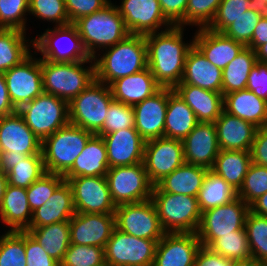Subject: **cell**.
<instances>
[{"mask_svg":"<svg viewBox=\"0 0 267 266\" xmlns=\"http://www.w3.org/2000/svg\"><path fill=\"white\" fill-rule=\"evenodd\" d=\"M183 26L144 35L147 45V67L162 88L174 89L184 73L185 59L194 45L193 38L184 41Z\"/></svg>","mask_w":267,"mask_h":266,"instance_id":"obj_1","label":"cell"},{"mask_svg":"<svg viewBox=\"0 0 267 266\" xmlns=\"http://www.w3.org/2000/svg\"><path fill=\"white\" fill-rule=\"evenodd\" d=\"M102 52L94 57L96 80L108 86L147 68V45L142 34H129Z\"/></svg>","mask_w":267,"mask_h":266,"instance_id":"obj_2","label":"cell"},{"mask_svg":"<svg viewBox=\"0 0 267 266\" xmlns=\"http://www.w3.org/2000/svg\"><path fill=\"white\" fill-rule=\"evenodd\" d=\"M73 24L90 58H94L97 53L112 47L130 34L112 1L99 11L79 18Z\"/></svg>","mask_w":267,"mask_h":266,"instance_id":"obj_3","label":"cell"},{"mask_svg":"<svg viewBox=\"0 0 267 266\" xmlns=\"http://www.w3.org/2000/svg\"><path fill=\"white\" fill-rule=\"evenodd\" d=\"M40 65L44 92L68 103L96 79L94 58L77 62L40 59Z\"/></svg>","mask_w":267,"mask_h":266,"instance_id":"obj_4","label":"cell"},{"mask_svg":"<svg viewBox=\"0 0 267 266\" xmlns=\"http://www.w3.org/2000/svg\"><path fill=\"white\" fill-rule=\"evenodd\" d=\"M94 133L68 124L42 141L41 152L46 173L64 176Z\"/></svg>","mask_w":267,"mask_h":266,"instance_id":"obj_5","label":"cell"},{"mask_svg":"<svg viewBox=\"0 0 267 266\" xmlns=\"http://www.w3.org/2000/svg\"><path fill=\"white\" fill-rule=\"evenodd\" d=\"M162 229L166 233H196L201 211L197 197L169 192H152Z\"/></svg>","mask_w":267,"mask_h":266,"instance_id":"obj_6","label":"cell"},{"mask_svg":"<svg viewBox=\"0 0 267 266\" xmlns=\"http://www.w3.org/2000/svg\"><path fill=\"white\" fill-rule=\"evenodd\" d=\"M17 111L41 142L70 123L69 103L45 92Z\"/></svg>","mask_w":267,"mask_h":266,"instance_id":"obj_7","label":"cell"},{"mask_svg":"<svg viewBox=\"0 0 267 266\" xmlns=\"http://www.w3.org/2000/svg\"><path fill=\"white\" fill-rule=\"evenodd\" d=\"M114 100L110 87L96 79L69 102V122L96 134Z\"/></svg>","mask_w":267,"mask_h":266,"instance_id":"obj_8","label":"cell"},{"mask_svg":"<svg viewBox=\"0 0 267 266\" xmlns=\"http://www.w3.org/2000/svg\"><path fill=\"white\" fill-rule=\"evenodd\" d=\"M53 28H47L41 35L33 38V50L35 53H41L40 59L53 62H77L91 59L73 23L53 26Z\"/></svg>","mask_w":267,"mask_h":266,"instance_id":"obj_9","label":"cell"},{"mask_svg":"<svg viewBox=\"0 0 267 266\" xmlns=\"http://www.w3.org/2000/svg\"><path fill=\"white\" fill-rule=\"evenodd\" d=\"M112 201L116 206L151 199L154 185L143 163L111 167L106 173Z\"/></svg>","mask_w":267,"mask_h":266,"instance_id":"obj_10","label":"cell"},{"mask_svg":"<svg viewBox=\"0 0 267 266\" xmlns=\"http://www.w3.org/2000/svg\"><path fill=\"white\" fill-rule=\"evenodd\" d=\"M249 211V205L237 198L229 204L202 212L196 232L201 245L208 248L221 235L233 234V231L244 228Z\"/></svg>","mask_w":267,"mask_h":266,"instance_id":"obj_11","label":"cell"},{"mask_svg":"<svg viewBox=\"0 0 267 266\" xmlns=\"http://www.w3.org/2000/svg\"><path fill=\"white\" fill-rule=\"evenodd\" d=\"M115 226L119 231L158 242L166 233L152 199L116 206Z\"/></svg>","mask_w":267,"mask_h":266,"instance_id":"obj_12","label":"cell"},{"mask_svg":"<svg viewBox=\"0 0 267 266\" xmlns=\"http://www.w3.org/2000/svg\"><path fill=\"white\" fill-rule=\"evenodd\" d=\"M157 242L114 229L104 249L105 265L153 266Z\"/></svg>","mask_w":267,"mask_h":266,"instance_id":"obj_13","label":"cell"},{"mask_svg":"<svg viewBox=\"0 0 267 266\" xmlns=\"http://www.w3.org/2000/svg\"><path fill=\"white\" fill-rule=\"evenodd\" d=\"M37 55L31 53L20 64L3 73L10 100L17 110L44 92L40 58Z\"/></svg>","mask_w":267,"mask_h":266,"instance_id":"obj_14","label":"cell"},{"mask_svg":"<svg viewBox=\"0 0 267 266\" xmlns=\"http://www.w3.org/2000/svg\"><path fill=\"white\" fill-rule=\"evenodd\" d=\"M72 189L75 213H115L106 176L65 178Z\"/></svg>","mask_w":267,"mask_h":266,"instance_id":"obj_15","label":"cell"},{"mask_svg":"<svg viewBox=\"0 0 267 266\" xmlns=\"http://www.w3.org/2000/svg\"><path fill=\"white\" fill-rule=\"evenodd\" d=\"M183 163L182 140L161 137L145 141L143 165L154 186Z\"/></svg>","mask_w":267,"mask_h":266,"instance_id":"obj_16","label":"cell"},{"mask_svg":"<svg viewBox=\"0 0 267 266\" xmlns=\"http://www.w3.org/2000/svg\"><path fill=\"white\" fill-rule=\"evenodd\" d=\"M120 1V5H116V7L124 19L130 34L146 35L163 31L173 26L165 18L158 0Z\"/></svg>","mask_w":267,"mask_h":266,"instance_id":"obj_17","label":"cell"},{"mask_svg":"<svg viewBox=\"0 0 267 266\" xmlns=\"http://www.w3.org/2000/svg\"><path fill=\"white\" fill-rule=\"evenodd\" d=\"M115 228L114 213H75L70 220V244L105 249Z\"/></svg>","mask_w":267,"mask_h":266,"instance_id":"obj_18","label":"cell"},{"mask_svg":"<svg viewBox=\"0 0 267 266\" xmlns=\"http://www.w3.org/2000/svg\"><path fill=\"white\" fill-rule=\"evenodd\" d=\"M201 246L196 233H165L157 242L153 266H194Z\"/></svg>","mask_w":267,"mask_h":266,"instance_id":"obj_19","label":"cell"},{"mask_svg":"<svg viewBox=\"0 0 267 266\" xmlns=\"http://www.w3.org/2000/svg\"><path fill=\"white\" fill-rule=\"evenodd\" d=\"M167 105L168 88H161L151 97L133 105L134 128L145 141L164 137Z\"/></svg>","mask_w":267,"mask_h":266,"instance_id":"obj_20","label":"cell"},{"mask_svg":"<svg viewBox=\"0 0 267 266\" xmlns=\"http://www.w3.org/2000/svg\"><path fill=\"white\" fill-rule=\"evenodd\" d=\"M42 142L16 111L0 118V151L16 154L42 155Z\"/></svg>","mask_w":267,"mask_h":266,"instance_id":"obj_21","label":"cell"},{"mask_svg":"<svg viewBox=\"0 0 267 266\" xmlns=\"http://www.w3.org/2000/svg\"><path fill=\"white\" fill-rule=\"evenodd\" d=\"M185 162L211 169L220 152L214 123L199 122L182 140Z\"/></svg>","mask_w":267,"mask_h":266,"instance_id":"obj_22","label":"cell"},{"mask_svg":"<svg viewBox=\"0 0 267 266\" xmlns=\"http://www.w3.org/2000/svg\"><path fill=\"white\" fill-rule=\"evenodd\" d=\"M109 168L143 163L145 140L135 128L104 134Z\"/></svg>","mask_w":267,"mask_h":266,"instance_id":"obj_23","label":"cell"},{"mask_svg":"<svg viewBox=\"0 0 267 266\" xmlns=\"http://www.w3.org/2000/svg\"><path fill=\"white\" fill-rule=\"evenodd\" d=\"M192 37L194 45L206 59L222 70L245 47L244 44L234 41L223 32H216L207 28L197 29Z\"/></svg>","mask_w":267,"mask_h":266,"instance_id":"obj_24","label":"cell"},{"mask_svg":"<svg viewBox=\"0 0 267 266\" xmlns=\"http://www.w3.org/2000/svg\"><path fill=\"white\" fill-rule=\"evenodd\" d=\"M220 150L250 151L258 127L224 110L214 122Z\"/></svg>","mask_w":267,"mask_h":266,"instance_id":"obj_25","label":"cell"},{"mask_svg":"<svg viewBox=\"0 0 267 266\" xmlns=\"http://www.w3.org/2000/svg\"><path fill=\"white\" fill-rule=\"evenodd\" d=\"M222 69L210 63L193 45L185 59L184 73L179 84H190L213 92H222Z\"/></svg>","mask_w":267,"mask_h":266,"instance_id":"obj_26","label":"cell"},{"mask_svg":"<svg viewBox=\"0 0 267 266\" xmlns=\"http://www.w3.org/2000/svg\"><path fill=\"white\" fill-rule=\"evenodd\" d=\"M109 87L115 101L131 106L151 97L162 88L148 67L113 81Z\"/></svg>","mask_w":267,"mask_h":266,"instance_id":"obj_27","label":"cell"},{"mask_svg":"<svg viewBox=\"0 0 267 266\" xmlns=\"http://www.w3.org/2000/svg\"><path fill=\"white\" fill-rule=\"evenodd\" d=\"M174 90L192 109L198 122L214 123L224 110L222 92H213L190 84H178Z\"/></svg>","mask_w":267,"mask_h":266,"instance_id":"obj_28","label":"cell"},{"mask_svg":"<svg viewBox=\"0 0 267 266\" xmlns=\"http://www.w3.org/2000/svg\"><path fill=\"white\" fill-rule=\"evenodd\" d=\"M74 214L72 189L67 181H64L48 198V201L33 212L28 228L70 221Z\"/></svg>","mask_w":267,"mask_h":266,"instance_id":"obj_29","label":"cell"},{"mask_svg":"<svg viewBox=\"0 0 267 266\" xmlns=\"http://www.w3.org/2000/svg\"><path fill=\"white\" fill-rule=\"evenodd\" d=\"M224 111L261 128L267 125V101L248 89L223 96Z\"/></svg>","mask_w":267,"mask_h":266,"instance_id":"obj_30","label":"cell"},{"mask_svg":"<svg viewBox=\"0 0 267 266\" xmlns=\"http://www.w3.org/2000/svg\"><path fill=\"white\" fill-rule=\"evenodd\" d=\"M33 212L27 199V189L6 185L0 206V219L8 231H25L31 223Z\"/></svg>","mask_w":267,"mask_h":266,"instance_id":"obj_31","label":"cell"},{"mask_svg":"<svg viewBox=\"0 0 267 266\" xmlns=\"http://www.w3.org/2000/svg\"><path fill=\"white\" fill-rule=\"evenodd\" d=\"M109 164L107 149L102 136L94 134L87 142L81 154L75 159L71 169L63 176H106Z\"/></svg>","mask_w":267,"mask_h":266,"instance_id":"obj_32","label":"cell"},{"mask_svg":"<svg viewBox=\"0 0 267 266\" xmlns=\"http://www.w3.org/2000/svg\"><path fill=\"white\" fill-rule=\"evenodd\" d=\"M207 170L205 167L185 162L160 180L153 187L152 192H169L197 197Z\"/></svg>","mask_w":267,"mask_h":266,"instance_id":"obj_33","label":"cell"},{"mask_svg":"<svg viewBox=\"0 0 267 266\" xmlns=\"http://www.w3.org/2000/svg\"><path fill=\"white\" fill-rule=\"evenodd\" d=\"M198 123L197 117L192 109L174 89L168 88L164 137L184 140Z\"/></svg>","mask_w":267,"mask_h":266,"instance_id":"obj_34","label":"cell"},{"mask_svg":"<svg viewBox=\"0 0 267 266\" xmlns=\"http://www.w3.org/2000/svg\"><path fill=\"white\" fill-rule=\"evenodd\" d=\"M26 35L18 29L0 28V74L20 64L32 53L33 39H27Z\"/></svg>","mask_w":267,"mask_h":266,"instance_id":"obj_35","label":"cell"},{"mask_svg":"<svg viewBox=\"0 0 267 266\" xmlns=\"http://www.w3.org/2000/svg\"><path fill=\"white\" fill-rule=\"evenodd\" d=\"M251 163L250 151L220 150L211 170L239 191Z\"/></svg>","mask_w":267,"mask_h":266,"instance_id":"obj_36","label":"cell"},{"mask_svg":"<svg viewBox=\"0 0 267 266\" xmlns=\"http://www.w3.org/2000/svg\"><path fill=\"white\" fill-rule=\"evenodd\" d=\"M25 231L42 245L50 257L60 264L64 253L70 246V221L27 228Z\"/></svg>","mask_w":267,"mask_h":266,"instance_id":"obj_37","label":"cell"},{"mask_svg":"<svg viewBox=\"0 0 267 266\" xmlns=\"http://www.w3.org/2000/svg\"><path fill=\"white\" fill-rule=\"evenodd\" d=\"M238 198V191L211 169L207 170L197 195L199 209L206 210L226 205Z\"/></svg>","mask_w":267,"mask_h":266,"instance_id":"obj_38","label":"cell"},{"mask_svg":"<svg viewBox=\"0 0 267 266\" xmlns=\"http://www.w3.org/2000/svg\"><path fill=\"white\" fill-rule=\"evenodd\" d=\"M257 62L255 51L245 46L222 70V94L246 89L248 75Z\"/></svg>","mask_w":267,"mask_h":266,"instance_id":"obj_39","label":"cell"},{"mask_svg":"<svg viewBox=\"0 0 267 266\" xmlns=\"http://www.w3.org/2000/svg\"><path fill=\"white\" fill-rule=\"evenodd\" d=\"M208 248L231 261L252 257L245 228L221 235Z\"/></svg>","mask_w":267,"mask_h":266,"instance_id":"obj_40","label":"cell"},{"mask_svg":"<svg viewBox=\"0 0 267 266\" xmlns=\"http://www.w3.org/2000/svg\"><path fill=\"white\" fill-rule=\"evenodd\" d=\"M249 248L252 257L260 262H267V216L248 212L245 220Z\"/></svg>","mask_w":267,"mask_h":266,"instance_id":"obj_41","label":"cell"},{"mask_svg":"<svg viewBox=\"0 0 267 266\" xmlns=\"http://www.w3.org/2000/svg\"><path fill=\"white\" fill-rule=\"evenodd\" d=\"M45 173L43 155H29L7 173V182L27 189Z\"/></svg>","mask_w":267,"mask_h":266,"instance_id":"obj_42","label":"cell"},{"mask_svg":"<svg viewBox=\"0 0 267 266\" xmlns=\"http://www.w3.org/2000/svg\"><path fill=\"white\" fill-rule=\"evenodd\" d=\"M0 236V266H27L25 231H6Z\"/></svg>","mask_w":267,"mask_h":266,"instance_id":"obj_43","label":"cell"},{"mask_svg":"<svg viewBox=\"0 0 267 266\" xmlns=\"http://www.w3.org/2000/svg\"><path fill=\"white\" fill-rule=\"evenodd\" d=\"M59 266H106L104 248L70 244Z\"/></svg>","mask_w":267,"mask_h":266,"instance_id":"obj_44","label":"cell"},{"mask_svg":"<svg viewBox=\"0 0 267 266\" xmlns=\"http://www.w3.org/2000/svg\"><path fill=\"white\" fill-rule=\"evenodd\" d=\"M134 126L133 106L113 100L107 110L103 127L96 134L102 136L118 130L134 128Z\"/></svg>","mask_w":267,"mask_h":266,"instance_id":"obj_45","label":"cell"},{"mask_svg":"<svg viewBox=\"0 0 267 266\" xmlns=\"http://www.w3.org/2000/svg\"><path fill=\"white\" fill-rule=\"evenodd\" d=\"M28 13L29 0H0V28L26 32Z\"/></svg>","mask_w":267,"mask_h":266,"instance_id":"obj_46","label":"cell"},{"mask_svg":"<svg viewBox=\"0 0 267 266\" xmlns=\"http://www.w3.org/2000/svg\"><path fill=\"white\" fill-rule=\"evenodd\" d=\"M28 14L52 22L54 26L70 24L64 0H29Z\"/></svg>","mask_w":267,"mask_h":266,"instance_id":"obj_47","label":"cell"},{"mask_svg":"<svg viewBox=\"0 0 267 266\" xmlns=\"http://www.w3.org/2000/svg\"><path fill=\"white\" fill-rule=\"evenodd\" d=\"M267 192V167L251 163L245 175L238 198L250 205L253 201Z\"/></svg>","mask_w":267,"mask_h":266,"instance_id":"obj_48","label":"cell"},{"mask_svg":"<svg viewBox=\"0 0 267 266\" xmlns=\"http://www.w3.org/2000/svg\"><path fill=\"white\" fill-rule=\"evenodd\" d=\"M65 181L62 175L45 173L27 188V199L32 212L48 201L53 192Z\"/></svg>","mask_w":267,"mask_h":266,"instance_id":"obj_49","label":"cell"},{"mask_svg":"<svg viewBox=\"0 0 267 266\" xmlns=\"http://www.w3.org/2000/svg\"><path fill=\"white\" fill-rule=\"evenodd\" d=\"M222 0H188L185 11V27L207 28Z\"/></svg>","mask_w":267,"mask_h":266,"instance_id":"obj_50","label":"cell"},{"mask_svg":"<svg viewBox=\"0 0 267 266\" xmlns=\"http://www.w3.org/2000/svg\"><path fill=\"white\" fill-rule=\"evenodd\" d=\"M249 4L250 0H222L207 29L223 32L236 18L249 9Z\"/></svg>","mask_w":267,"mask_h":266,"instance_id":"obj_51","label":"cell"},{"mask_svg":"<svg viewBox=\"0 0 267 266\" xmlns=\"http://www.w3.org/2000/svg\"><path fill=\"white\" fill-rule=\"evenodd\" d=\"M261 17L262 16L257 12L248 9L245 13L236 18L223 33L234 41L248 46L251 43L255 27L259 23Z\"/></svg>","mask_w":267,"mask_h":266,"instance_id":"obj_52","label":"cell"},{"mask_svg":"<svg viewBox=\"0 0 267 266\" xmlns=\"http://www.w3.org/2000/svg\"><path fill=\"white\" fill-rule=\"evenodd\" d=\"M25 256L27 266H59L46 250L25 231Z\"/></svg>","mask_w":267,"mask_h":266,"instance_id":"obj_53","label":"cell"},{"mask_svg":"<svg viewBox=\"0 0 267 266\" xmlns=\"http://www.w3.org/2000/svg\"><path fill=\"white\" fill-rule=\"evenodd\" d=\"M70 23L99 11L111 0H64Z\"/></svg>","mask_w":267,"mask_h":266,"instance_id":"obj_54","label":"cell"},{"mask_svg":"<svg viewBox=\"0 0 267 266\" xmlns=\"http://www.w3.org/2000/svg\"><path fill=\"white\" fill-rule=\"evenodd\" d=\"M246 89L267 101V63L257 61L248 75Z\"/></svg>","mask_w":267,"mask_h":266,"instance_id":"obj_55","label":"cell"},{"mask_svg":"<svg viewBox=\"0 0 267 266\" xmlns=\"http://www.w3.org/2000/svg\"><path fill=\"white\" fill-rule=\"evenodd\" d=\"M165 18L173 26L185 27V11L188 0H158Z\"/></svg>","mask_w":267,"mask_h":266,"instance_id":"obj_56","label":"cell"},{"mask_svg":"<svg viewBox=\"0 0 267 266\" xmlns=\"http://www.w3.org/2000/svg\"><path fill=\"white\" fill-rule=\"evenodd\" d=\"M250 153L252 163L267 167V125L258 128Z\"/></svg>","mask_w":267,"mask_h":266,"instance_id":"obj_57","label":"cell"},{"mask_svg":"<svg viewBox=\"0 0 267 266\" xmlns=\"http://www.w3.org/2000/svg\"><path fill=\"white\" fill-rule=\"evenodd\" d=\"M232 261L201 246L198 250L194 266H231Z\"/></svg>","mask_w":267,"mask_h":266,"instance_id":"obj_58","label":"cell"},{"mask_svg":"<svg viewBox=\"0 0 267 266\" xmlns=\"http://www.w3.org/2000/svg\"><path fill=\"white\" fill-rule=\"evenodd\" d=\"M16 111L17 109L10 100L4 75L0 74V118L13 114Z\"/></svg>","mask_w":267,"mask_h":266,"instance_id":"obj_59","label":"cell"},{"mask_svg":"<svg viewBox=\"0 0 267 266\" xmlns=\"http://www.w3.org/2000/svg\"><path fill=\"white\" fill-rule=\"evenodd\" d=\"M265 43H267V17H261L255 27L251 43L248 47L255 51L260 45Z\"/></svg>","mask_w":267,"mask_h":266,"instance_id":"obj_60","label":"cell"},{"mask_svg":"<svg viewBox=\"0 0 267 266\" xmlns=\"http://www.w3.org/2000/svg\"><path fill=\"white\" fill-rule=\"evenodd\" d=\"M28 155L0 151V171L8 173L19 161L25 160Z\"/></svg>","mask_w":267,"mask_h":266,"instance_id":"obj_61","label":"cell"},{"mask_svg":"<svg viewBox=\"0 0 267 266\" xmlns=\"http://www.w3.org/2000/svg\"><path fill=\"white\" fill-rule=\"evenodd\" d=\"M249 209L258 215L267 216V192L253 201L249 205Z\"/></svg>","mask_w":267,"mask_h":266,"instance_id":"obj_62","label":"cell"},{"mask_svg":"<svg viewBox=\"0 0 267 266\" xmlns=\"http://www.w3.org/2000/svg\"><path fill=\"white\" fill-rule=\"evenodd\" d=\"M249 9L267 17V0H250Z\"/></svg>","mask_w":267,"mask_h":266,"instance_id":"obj_63","label":"cell"},{"mask_svg":"<svg viewBox=\"0 0 267 266\" xmlns=\"http://www.w3.org/2000/svg\"><path fill=\"white\" fill-rule=\"evenodd\" d=\"M231 266H265V263L260 262L258 259H255L254 257H250L244 260L232 261Z\"/></svg>","mask_w":267,"mask_h":266,"instance_id":"obj_64","label":"cell"},{"mask_svg":"<svg viewBox=\"0 0 267 266\" xmlns=\"http://www.w3.org/2000/svg\"><path fill=\"white\" fill-rule=\"evenodd\" d=\"M257 61L267 63V43L260 45L255 50Z\"/></svg>","mask_w":267,"mask_h":266,"instance_id":"obj_65","label":"cell"},{"mask_svg":"<svg viewBox=\"0 0 267 266\" xmlns=\"http://www.w3.org/2000/svg\"><path fill=\"white\" fill-rule=\"evenodd\" d=\"M7 182V174L0 171V206L3 200L4 192Z\"/></svg>","mask_w":267,"mask_h":266,"instance_id":"obj_66","label":"cell"}]
</instances>
